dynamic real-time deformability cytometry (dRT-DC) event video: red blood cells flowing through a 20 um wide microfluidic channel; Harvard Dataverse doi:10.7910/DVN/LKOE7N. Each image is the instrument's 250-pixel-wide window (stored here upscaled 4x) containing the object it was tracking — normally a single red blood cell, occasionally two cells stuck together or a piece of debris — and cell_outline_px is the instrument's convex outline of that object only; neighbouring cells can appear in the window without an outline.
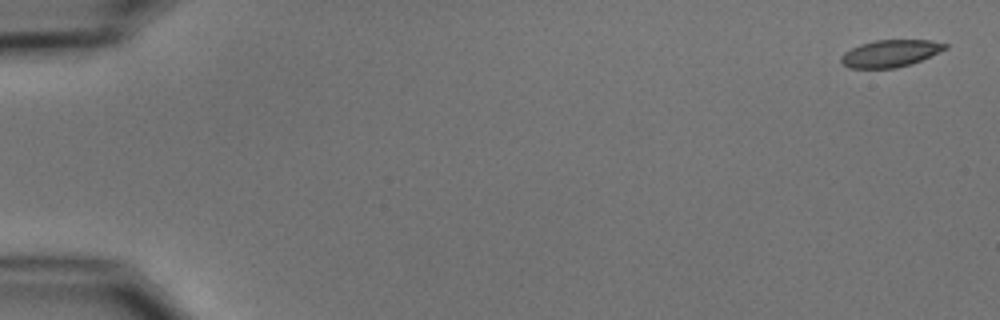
{"species": "common noctule bat (a hibernating species)", "species_latin": "Nyctalus noctula", "temperature_condition": "cold", "stored_images_in_passage": 8, "camera_frame_rate_fps": 3000, "um_per_image_px": 0.085, "animal": {"sex": "male", "body_mass_g": 15.6}, "frame": {"image": 1, "passage_image": 1, "time_ms": 0.0, "image_size_px": [1000, 320], "cell_outline_px": [[948, 48], [920, 60], [896, 68], [848, 68], [840, 60], [840, 56], [844, 52], [860, 44], [876, 40], [932, 40], [948, 44]], "centroid_in_image_um": [75.66, 4.53], "position_along_channel_um": 9.3, "area_um2": 16.3}}
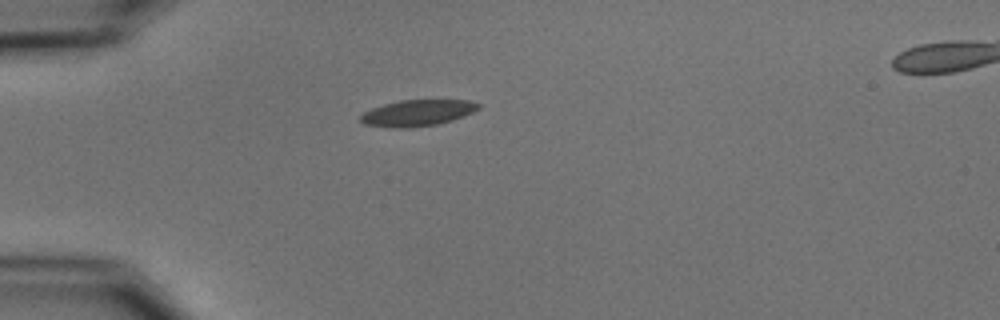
{"frame": {"image": 2, "passage_image": 5, "time_ms": 4.667, "image_size_px": [1000, 320], "cell_outline_px": [[480, 108], [464, 116], [452, 120], [436, 124], [412, 128], [392, 128], [364, 124], [360, 120], [360, 116], [364, 112], [372, 108], [384, 104], [400, 100], [468, 100], [480, 104]], "centroid_in_image_um": [35.47, 9.6], "position_along_channel_um": 49.5, "area_um2": 18.03}}